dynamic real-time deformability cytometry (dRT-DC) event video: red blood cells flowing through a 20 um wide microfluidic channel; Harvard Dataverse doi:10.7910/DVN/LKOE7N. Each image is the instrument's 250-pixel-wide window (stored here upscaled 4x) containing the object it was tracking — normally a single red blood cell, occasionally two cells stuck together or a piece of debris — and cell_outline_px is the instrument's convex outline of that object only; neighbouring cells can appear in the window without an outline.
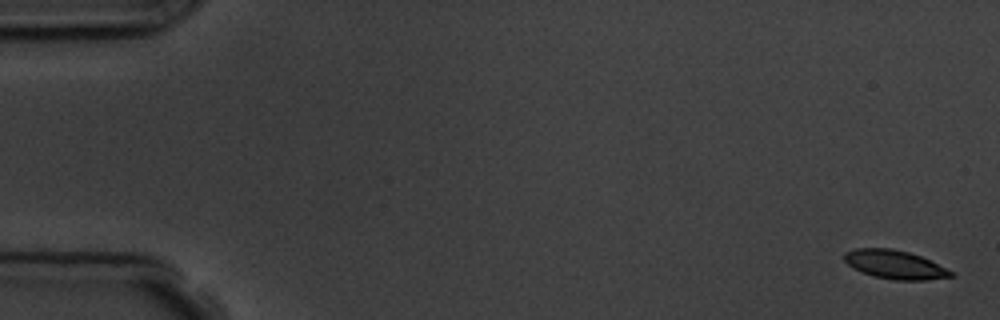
{"species": "common noctule bat (a hibernating species)", "species_latin": "Nyctalus noctula", "temperature_condition": "room temperature", "stored_images_in_passage": 10, "camera_frame_rate_fps": 3000, "um_per_image_px": 0.085, "animal": {"sex": "male", "body_mass_g": 19.5, "forearm_length_mm": 54.6}, "frame": {"image": 1, "passage_image": 1, "time_ms": 0.0, "image_size_px": [1000, 320], "cell_outline_px": [[952, 276], [924, 280], [892, 280], [872, 276], [860, 272], [852, 268], [844, 260], [844, 252], [856, 248], [892, 248], [908, 252], [920, 256], [952, 272]], "centroid_in_image_um": [75.96, 22.48], "position_along_channel_um": 9.0, "area_um2": 17.63}}
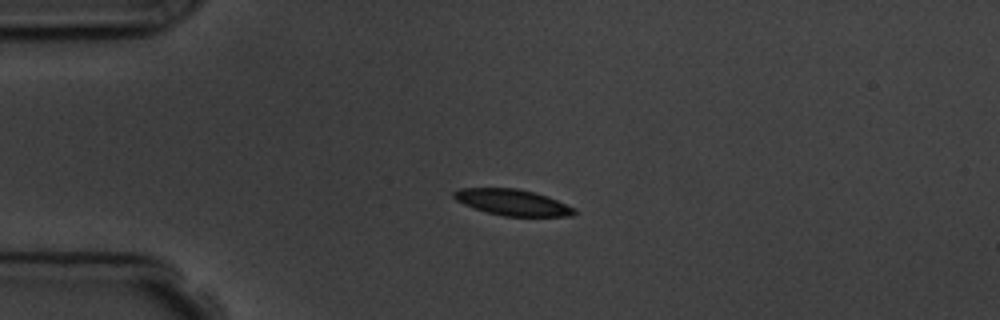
{"frame": {"image": 2, "passage_image": 4, "time_ms": 4.0, "image_size_px": [1000, 320], "cell_outline_px": [[576, 212], [572, 216], [504, 216], [488, 212], [464, 204], [456, 200], [452, 196], [452, 192], [460, 188], [516, 188], [548, 196], [576, 208]], "centroid_in_image_um": [43.58, 17.19], "position_along_channel_um": 41.4, "area_um2": 18.21}}
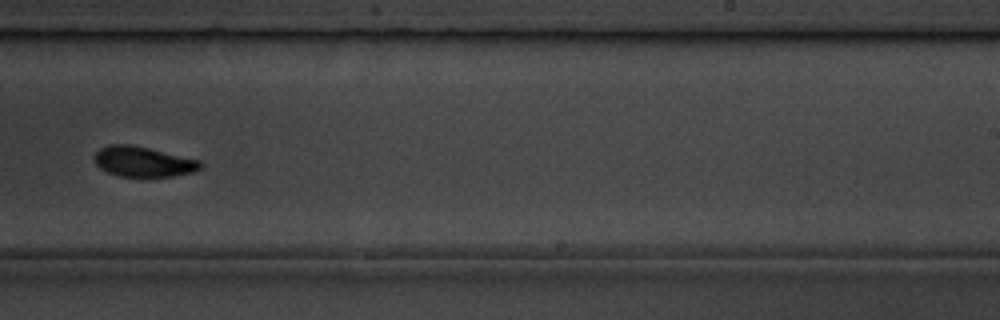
{"frame": {"image": 3, "passage_image": 10, "time_ms": 11.0, "image_size_px": [1000, 320], "cell_outline_px": [[204, 164], [196, 172], [172, 176], [120, 176], [108, 172], [100, 168], [92, 160], [92, 156], [100, 148], [108, 144], [132, 144], [200, 160]], "centroid_in_image_um": [12.16, 13.73], "position_along_channel_um": 276.8, "area_um2": 18.84}}